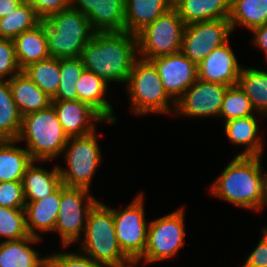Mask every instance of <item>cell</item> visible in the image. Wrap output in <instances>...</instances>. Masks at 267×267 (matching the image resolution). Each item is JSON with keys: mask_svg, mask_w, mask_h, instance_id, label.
Here are the masks:
<instances>
[{"mask_svg": "<svg viewBox=\"0 0 267 267\" xmlns=\"http://www.w3.org/2000/svg\"><path fill=\"white\" fill-rule=\"evenodd\" d=\"M261 156H235L210 185V196L256 212L267 205V170Z\"/></svg>", "mask_w": 267, "mask_h": 267, "instance_id": "cell-1", "label": "cell"}, {"mask_svg": "<svg viewBox=\"0 0 267 267\" xmlns=\"http://www.w3.org/2000/svg\"><path fill=\"white\" fill-rule=\"evenodd\" d=\"M85 70L109 82L124 84L138 58L137 36L126 31L95 32L82 52Z\"/></svg>", "mask_w": 267, "mask_h": 267, "instance_id": "cell-2", "label": "cell"}, {"mask_svg": "<svg viewBox=\"0 0 267 267\" xmlns=\"http://www.w3.org/2000/svg\"><path fill=\"white\" fill-rule=\"evenodd\" d=\"M68 139L52 105L22 116L17 141H24L33 161L47 163L60 158Z\"/></svg>", "mask_w": 267, "mask_h": 267, "instance_id": "cell-3", "label": "cell"}, {"mask_svg": "<svg viewBox=\"0 0 267 267\" xmlns=\"http://www.w3.org/2000/svg\"><path fill=\"white\" fill-rule=\"evenodd\" d=\"M79 251L93 260L109 267H129L134 264L118 243L113 220V212L98 201L89 211Z\"/></svg>", "mask_w": 267, "mask_h": 267, "instance_id": "cell-4", "label": "cell"}, {"mask_svg": "<svg viewBox=\"0 0 267 267\" xmlns=\"http://www.w3.org/2000/svg\"><path fill=\"white\" fill-rule=\"evenodd\" d=\"M125 85L131 113L137 116L174 114L176 102L165 91L158 70L151 61L138 57Z\"/></svg>", "mask_w": 267, "mask_h": 267, "instance_id": "cell-5", "label": "cell"}, {"mask_svg": "<svg viewBox=\"0 0 267 267\" xmlns=\"http://www.w3.org/2000/svg\"><path fill=\"white\" fill-rule=\"evenodd\" d=\"M41 21L45 25L48 52L53 58L80 57L85 44L95 34L87 16L71 7Z\"/></svg>", "mask_w": 267, "mask_h": 267, "instance_id": "cell-6", "label": "cell"}, {"mask_svg": "<svg viewBox=\"0 0 267 267\" xmlns=\"http://www.w3.org/2000/svg\"><path fill=\"white\" fill-rule=\"evenodd\" d=\"M96 133L69 137L62 153L67 165L64 168L58 165L61 182L65 186L91 188L103 156Z\"/></svg>", "mask_w": 267, "mask_h": 267, "instance_id": "cell-7", "label": "cell"}, {"mask_svg": "<svg viewBox=\"0 0 267 267\" xmlns=\"http://www.w3.org/2000/svg\"><path fill=\"white\" fill-rule=\"evenodd\" d=\"M184 207L149 222L143 256L135 263L147 265L176 257L185 245ZM143 261V262H142Z\"/></svg>", "mask_w": 267, "mask_h": 267, "instance_id": "cell-8", "label": "cell"}, {"mask_svg": "<svg viewBox=\"0 0 267 267\" xmlns=\"http://www.w3.org/2000/svg\"><path fill=\"white\" fill-rule=\"evenodd\" d=\"M185 27L186 24L172 7L136 34L138 57L150 61L180 52Z\"/></svg>", "mask_w": 267, "mask_h": 267, "instance_id": "cell-9", "label": "cell"}, {"mask_svg": "<svg viewBox=\"0 0 267 267\" xmlns=\"http://www.w3.org/2000/svg\"><path fill=\"white\" fill-rule=\"evenodd\" d=\"M90 191L88 188L60 185V208L54 232L59 234L64 248L83 237L89 211L98 202Z\"/></svg>", "mask_w": 267, "mask_h": 267, "instance_id": "cell-10", "label": "cell"}, {"mask_svg": "<svg viewBox=\"0 0 267 267\" xmlns=\"http://www.w3.org/2000/svg\"><path fill=\"white\" fill-rule=\"evenodd\" d=\"M109 208L113 212L114 228L122 252L136 263L147 243L149 223L145 218L144 194L140 192L125 209Z\"/></svg>", "mask_w": 267, "mask_h": 267, "instance_id": "cell-11", "label": "cell"}, {"mask_svg": "<svg viewBox=\"0 0 267 267\" xmlns=\"http://www.w3.org/2000/svg\"><path fill=\"white\" fill-rule=\"evenodd\" d=\"M232 33L229 18L187 24L181 52L198 65L213 49L226 43Z\"/></svg>", "mask_w": 267, "mask_h": 267, "instance_id": "cell-12", "label": "cell"}, {"mask_svg": "<svg viewBox=\"0 0 267 267\" xmlns=\"http://www.w3.org/2000/svg\"><path fill=\"white\" fill-rule=\"evenodd\" d=\"M227 88L197 79L176 101L173 116L218 118Z\"/></svg>", "mask_w": 267, "mask_h": 267, "instance_id": "cell-13", "label": "cell"}, {"mask_svg": "<svg viewBox=\"0 0 267 267\" xmlns=\"http://www.w3.org/2000/svg\"><path fill=\"white\" fill-rule=\"evenodd\" d=\"M150 61L157 68L165 91L175 102L198 79L197 65L181 51Z\"/></svg>", "mask_w": 267, "mask_h": 267, "instance_id": "cell-14", "label": "cell"}, {"mask_svg": "<svg viewBox=\"0 0 267 267\" xmlns=\"http://www.w3.org/2000/svg\"><path fill=\"white\" fill-rule=\"evenodd\" d=\"M213 49L198 65V79L233 86L238 84L243 65L238 62L237 56L228 43Z\"/></svg>", "mask_w": 267, "mask_h": 267, "instance_id": "cell-15", "label": "cell"}, {"mask_svg": "<svg viewBox=\"0 0 267 267\" xmlns=\"http://www.w3.org/2000/svg\"><path fill=\"white\" fill-rule=\"evenodd\" d=\"M70 7L87 16L95 32H122L125 0H70Z\"/></svg>", "mask_w": 267, "mask_h": 267, "instance_id": "cell-16", "label": "cell"}, {"mask_svg": "<svg viewBox=\"0 0 267 267\" xmlns=\"http://www.w3.org/2000/svg\"><path fill=\"white\" fill-rule=\"evenodd\" d=\"M58 121L68 137L86 136L96 131L95 124L106 120L90 105L79 100L52 101ZM95 122V123H94Z\"/></svg>", "mask_w": 267, "mask_h": 267, "instance_id": "cell-17", "label": "cell"}, {"mask_svg": "<svg viewBox=\"0 0 267 267\" xmlns=\"http://www.w3.org/2000/svg\"><path fill=\"white\" fill-rule=\"evenodd\" d=\"M60 208V186L50 195L36 201H26V227L30 236L43 239L38 232H54Z\"/></svg>", "mask_w": 267, "mask_h": 267, "instance_id": "cell-18", "label": "cell"}, {"mask_svg": "<svg viewBox=\"0 0 267 267\" xmlns=\"http://www.w3.org/2000/svg\"><path fill=\"white\" fill-rule=\"evenodd\" d=\"M263 115L240 117L224 122V131L227 138L234 146L245 147L237 156H263L265 142L259 135L257 118Z\"/></svg>", "mask_w": 267, "mask_h": 267, "instance_id": "cell-19", "label": "cell"}, {"mask_svg": "<svg viewBox=\"0 0 267 267\" xmlns=\"http://www.w3.org/2000/svg\"><path fill=\"white\" fill-rule=\"evenodd\" d=\"M77 100L90 105L109 124L117 121L113 106L105 99L108 83L94 72L83 70L77 83Z\"/></svg>", "mask_w": 267, "mask_h": 267, "instance_id": "cell-20", "label": "cell"}, {"mask_svg": "<svg viewBox=\"0 0 267 267\" xmlns=\"http://www.w3.org/2000/svg\"><path fill=\"white\" fill-rule=\"evenodd\" d=\"M41 241L29 235L19 240L0 242V267H48L47 255L41 257L39 250L31 246Z\"/></svg>", "mask_w": 267, "mask_h": 267, "instance_id": "cell-21", "label": "cell"}, {"mask_svg": "<svg viewBox=\"0 0 267 267\" xmlns=\"http://www.w3.org/2000/svg\"><path fill=\"white\" fill-rule=\"evenodd\" d=\"M231 0H173L172 7L184 23L229 18Z\"/></svg>", "mask_w": 267, "mask_h": 267, "instance_id": "cell-22", "label": "cell"}, {"mask_svg": "<svg viewBox=\"0 0 267 267\" xmlns=\"http://www.w3.org/2000/svg\"><path fill=\"white\" fill-rule=\"evenodd\" d=\"M8 81L13 100L21 116L46 109L51 105L52 99L23 71Z\"/></svg>", "mask_w": 267, "mask_h": 267, "instance_id": "cell-23", "label": "cell"}, {"mask_svg": "<svg viewBox=\"0 0 267 267\" xmlns=\"http://www.w3.org/2000/svg\"><path fill=\"white\" fill-rule=\"evenodd\" d=\"M19 68L50 58L45 25L41 21L34 28L24 31L13 39Z\"/></svg>", "mask_w": 267, "mask_h": 267, "instance_id": "cell-24", "label": "cell"}, {"mask_svg": "<svg viewBox=\"0 0 267 267\" xmlns=\"http://www.w3.org/2000/svg\"><path fill=\"white\" fill-rule=\"evenodd\" d=\"M173 0H125L124 31L137 34L172 8Z\"/></svg>", "mask_w": 267, "mask_h": 267, "instance_id": "cell-25", "label": "cell"}, {"mask_svg": "<svg viewBox=\"0 0 267 267\" xmlns=\"http://www.w3.org/2000/svg\"><path fill=\"white\" fill-rule=\"evenodd\" d=\"M33 161L23 175L22 185L25 201H36L53 193L61 184L58 165L51 170L36 166Z\"/></svg>", "mask_w": 267, "mask_h": 267, "instance_id": "cell-26", "label": "cell"}, {"mask_svg": "<svg viewBox=\"0 0 267 267\" xmlns=\"http://www.w3.org/2000/svg\"><path fill=\"white\" fill-rule=\"evenodd\" d=\"M17 140H0V182L22 181L27 167L33 162L26 148Z\"/></svg>", "mask_w": 267, "mask_h": 267, "instance_id": "cell-27", "label": "cell"}, {"mask_svg": "<svg viewBox=\"0 0 267 267\" xmlns=\"http://www.w3.org/2000/svg\"><path fill=\"white\" fill-rule=\"evenodd\" d=\"M232 32L239 27L249 31L267 23V0H231L230 16Z\"/></svg>", "mask_w": 267, "mask_h": 267, "instance_id": "cell-28", "label": "cell"}, {"mask_svg": "<svg viewBox=\"0 0 267 267\" xmlns=\"http://www.w3.org/2000/svg\"><path fill=\"white\" fill-rule=\"evenodd\" d=\"M238 85L250 99L256 113L267 116V71L255 67H244Z\"/></svg>", "mask_w": 267, "mask_h": 267, "instance_id": "cell-29", "label": "cell"}, {"mask_svg": "<svg viewBox=\"0 0 267 267\" xmlns=\"http://www.w3.org/2000/svg\"><path fill=\"white\" fill-rule=\"evenodd\" d=\"M22 116L13 100L9 81L0 80V140H17Z\"/></svg>", "mask_w": 267, "mask_h": 267, "instance_id": "cell-30", "label": "cell"}, {"mask_svg": "<svg viewBox=\"0 0 267 267\" xmlns=\"http://www.w3.org/2000/svg\"><path fill=\"white\" fill-rule=\"evenodd\" d=\"M22 71L50 98L56 94L61 78L59 58L34 62Z\"/></svg>", "mask_w": 267, "mask_h": 267, "instance_id": "cell-31", "label": "cell"}, {"mask_svg": "<svg viewBox=\"0 0 267 267\" xmlns=\"http://www.w3.org/2000/svg\"><path fill=\"white\" fill-rule=\"evenodd\" d=\"M40 22L41 19L34 8L29 4L21 3L9 15L0 18V38L14 39Z\"/></svg>", "mask_w": 267, "mask_h": 267, "instance_id": "cell-32", "label": "cell"}, {"mask_svg": "<svg viewBox=\"0 0 267 267\" xmlns=\"http://www.w3.org/2000/svg\"><path fill=\"white\" fill-rule=\"evenodd\" d=\"M60 84L52 101L77 100L76 83L83 72L81 57L59 58Z\"/></svg>", "mask_w": 267, "mask_h": 267, "instance_id": "cell-33", "label": "cell"}, {"mask_svg": "<svg viewBox=\"0 0 267 267\" xmlns=\"http://www.w3.org/2000/svg\"><path fill=\"white\" fill-rule=\"evenodd\" d=\"M260 115L253 109L250 99L240 86H228L223 98L221 110L219 114L220 119L229 121L240 117Z\"/></svg>", "mask_w": 267, "mask_h": 267, "instance_id": "cell-34", "label": "cell"}, {"mask_svg": "<svg viewBox=\"0 0 267 267\" xmlns=\"http://www.w3.org/2000/svg\"><path fill=\"white\" fill-rule=\"evenodd\" d=\"M25 208L0 206V242L28 237Z\"/></svg>", "mask_w": 267, "mask_h": 267, "instance_id": "cell-35", "label": "cell"}, {"mask_svg": "<svg viewBox=\"0 0 267 267\" xmlns=\"http://www.w3.org/2000/svg\"><path fill=\"white\" fill-rule=\"evenodd\" d=\"M48 267H109L80 252H55L48 255Z\"/></svg>", "mask_w": 267, "mask_h": 267, "instance_id": "cell-36", "label": "cell"}, {"mask_svg": "<svg viewBox=\"0 0 267 267\" xmlns=\"http://www.w3.org/2000/svg\"><path fill=\"white\" fill-rule=\"evenodd\" d=\"M21 71L16 58L13 39L0 38V80L8 81Z\"/></svg>", "mask_w": 267, "mask_h": 267, "instance_id": "cell-37", "label": "cell"}, {"mask_svg": "<svg viewBox=\"0 0 267 267\" xmlns=\"http://www.w3.org/2000/svg\"><path fill=\"white\" fill-rule=\"evenodd\" d=\"M22 181L0 182V206L5 208H25Z\"/></svg>", "mask_w": 267, "mask_h": 267, "instance_id": "cell-38", "label": "cell"}, {"mask_svg": "<svg viewBox=\"0 0 267 267\" xmlns=\"http://www.w3.org/2000/svg\"><path fill=\"white\" fill-rule=\"evenodd\" d=\"M31 6L37 16L43 20L52 14L70 8V0H35Z\"/></svg>", "mask_w": 267, "mask_h": 267, "instance_id": "cell-39", "label": "cell"}, {"mask_svg": "<svg viewBox=\"0 0 267 267\" xmlns=\"http://www.w3.org/2000/svg\"><path fill=\"white\" fill-rule=\"evenodd\" d=\"M267 266V247L259 240L257 246L241 267H265Z\"/></svg>", "mask_w": 267, "mask_h": 267, "instance_id": "cell-40", "label": "cell"}, {"mask_svg": "<svg viewBox=\"0 0 267 267\" xmlns=\"http://www.w3.org/2000/svg\"><path fill=\"white\" fill-rule=\"evenodd\" d=\"M253 34L252 43L258 49L264 52L267 59V23L264 25L257 26L251 30Z\"/></svg>", "mask_w": 267, "mask_h": 267, "instance_id": "cell-41", "label": "cell"}, {"mask_svg": "<svg viewBox=\"0 0 267 267\" xmlns=\"http://www.w3.org/2000/svg\"><path fill=\"white\" fill-rule=\"evenodd\" d=\"M21 4L20 0H0V18L9 15Z\"/></svg>", "mask_w": 267, "mask_h": 267, "instance_id": "cell-42", "label": "cell"}, {"mask_svg": "<svg viewBox=\"0 0 267 267\" xmlns=\"http://www.w3.org/2000/svg\"><path fill=\"white\" fill-rule=\"evenodd\" d=\"M260 241L267 247V226L262 227Z\"/></svg>", "mask_w": 267, "mask_h": 267, "instance_id": "cell-43", "label": "cell"}, {"mask_svg": "<svg viewBox=\"0 0 267 267\" xmlns=\"http://www.w3.org/2000/svg\"><path fill=\"white\" fill-rule=\"evenodd\" d=\"M22 4H29L31 5L35 0H20Z\"/></svg>", "mask_w": 267, "mask_h": 267, "instance_id": "cell-44", "label": "cell"}, {"mask_svg": "<svg viewBox=\"0 0 267 267\" xmlns=\"http://www.w3.org/2000/svg\"><path fill=\"white\" fill-rule=\"evenodd\" d=\"M129 267H136V264L134 263V264H132L131 266H129Z\"/></svg>", "mask_w": 267, "mask_h": 267, "instance_id": "cell-45", "label": "cell"}]
</instances>
